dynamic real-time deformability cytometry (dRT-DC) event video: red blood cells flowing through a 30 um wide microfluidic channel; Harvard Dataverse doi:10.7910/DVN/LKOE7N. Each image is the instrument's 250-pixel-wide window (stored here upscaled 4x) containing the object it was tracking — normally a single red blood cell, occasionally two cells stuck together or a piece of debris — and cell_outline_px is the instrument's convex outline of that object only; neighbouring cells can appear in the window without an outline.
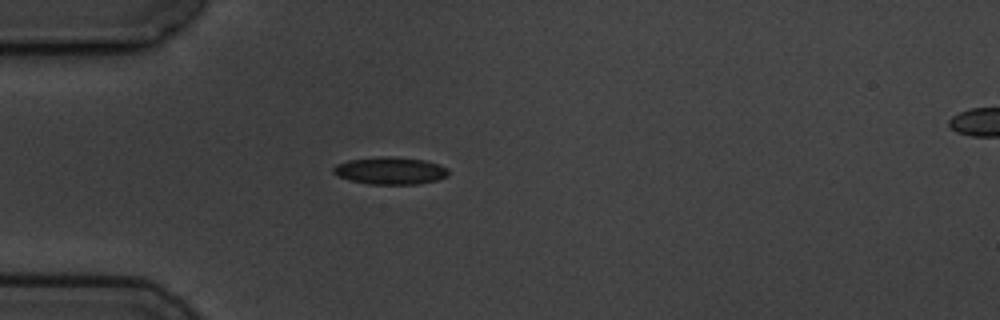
{"species": "common noctule bat (a hibernating species)", "species_latin": "Nyctalus noctula", "temperature_condition": "cold", "stored_images_in_passage": 5, "segment_of_instrument_passage": [1, 2], "camera_frame_rate_fps": 3000, "um_per_image_px": 0.085, "animal": {"sex": "male", "body_mass_g": 19.5, "forearm_length_mm": 54.6}, "frame": {"image": 1, "passage_image": 4, "time_ms": 3.667, "image_size_px": [1000, 320], "cell_outline_px": [[448, 176], [436, 180], [416, 184], [368, 184], [348, 180], [336, 176], [332, 172], [332, 168], [336, 164], [348, 160], [380, 156], [388, 156], [424, 160], [440, 164], [448, 168]], "centroid_in_image_um": [33.13, 14.51], "position_along_channel_um": 51.9, "area_um2": 18.5}}